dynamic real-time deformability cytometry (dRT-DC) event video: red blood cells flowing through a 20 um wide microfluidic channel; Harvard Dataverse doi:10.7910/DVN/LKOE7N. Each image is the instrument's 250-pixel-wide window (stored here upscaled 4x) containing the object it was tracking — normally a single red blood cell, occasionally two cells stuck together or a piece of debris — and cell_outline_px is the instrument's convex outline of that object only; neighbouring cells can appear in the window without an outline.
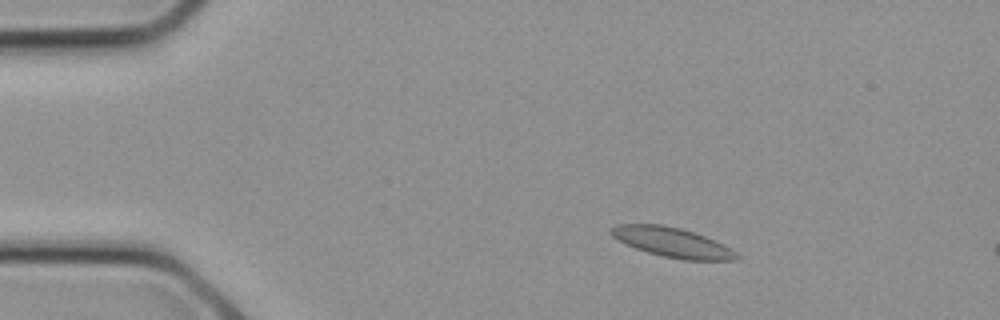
{"species": "common noctule bat (a hibernating species)", "species_latin": "Nyctalus noctula", "temperature_condition": "cold", "stored_images_in_passage": 8, "camera_frame_rate_fps": 3000, "um_per_image_px": 0.085, "animal": {"sex": "female", "body_mass_g": 21.9}, "frame": {"image": 1, "passage_image": 4, "time_ms": 1.0, "image_size_px": [1000, 320], "cell_outline_px": [[740, 256], [736, 260], [680, 260], [648, 252], [636, 248], [612, 236], [608, 232], [616, 224], [664, 224], [680, 228], [704, 236], [736, 252]], "centroid_in_image_um": [57.11, 20.6], "position_along_channel_um": 27.9, "area_um2": 21.27}}